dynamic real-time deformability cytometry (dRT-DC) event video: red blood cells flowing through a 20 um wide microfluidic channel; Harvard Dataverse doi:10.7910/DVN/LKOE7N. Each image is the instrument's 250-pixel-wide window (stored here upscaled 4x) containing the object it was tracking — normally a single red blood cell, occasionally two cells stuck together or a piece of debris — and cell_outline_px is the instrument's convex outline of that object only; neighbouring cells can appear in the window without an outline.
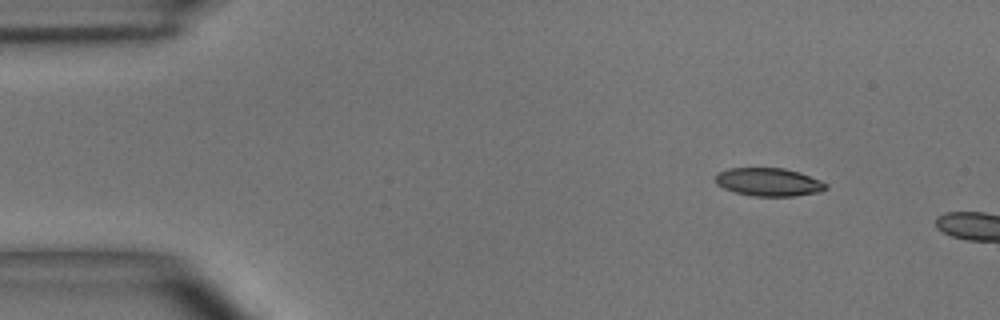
{"species": "common noctule bat (a hibernating species)", "species_latin": "Nyctalus noctula", "temperature_condition": "room temperature", "stored_images_in_passage": 2, "camera_frame_rate_fps": 3000, "um_per_image_px": 0.085, "animal": {"sex": "male", "body_mass_g": 15.6}, "frame": {"image": 1, "passage_image": 1, "time_ms": 0.0, "image_size_px": [1000, 320], "cell_outline_px": [[828, 188], [820, 192], [792, 196], [752, 196], [736, 192], [724, 188], [716, 184], [716, 172], [728, 168], [784, 168], [800, 172], [820, 180], [828, 184]], "centroid_in_image_um": [65.35, 15.47], "position_along_channel_um": 19.7, "area_um2": 18.21}}